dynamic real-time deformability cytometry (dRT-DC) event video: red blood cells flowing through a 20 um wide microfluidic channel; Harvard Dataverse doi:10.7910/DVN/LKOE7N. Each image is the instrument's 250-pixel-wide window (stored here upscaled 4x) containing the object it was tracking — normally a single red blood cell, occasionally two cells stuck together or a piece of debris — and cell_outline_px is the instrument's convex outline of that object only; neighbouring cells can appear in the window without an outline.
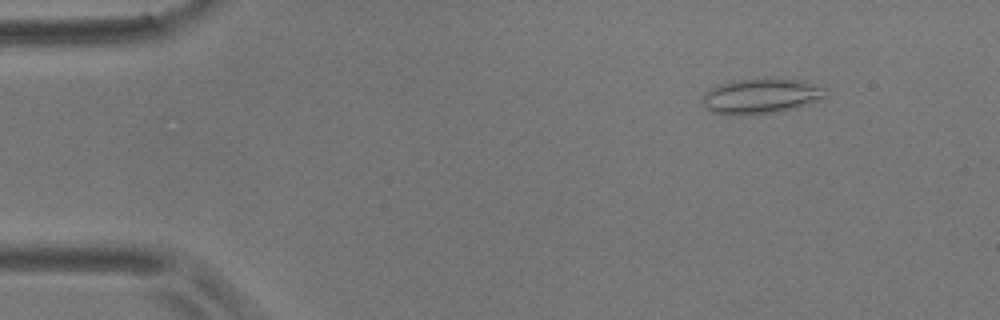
{"species": "common noctule bat (a hibernating species)", "species_latin": "Nyctalus noctula", "temperature_condition": "room temperature", "stored_images_in_passage": 16, "camera_frame_rate_fps": 3000, "um_per_image_px": 0.085, "animal": {"sex": "male", "body_mass_g": 17.9}, "frame": {"image": 1, "passage_image": 7, "time_ms": 2.0, "image_size_px": [1000, 320], "cell_outline_px": [[828, 96], [824, 100], [796, 108], [780, 112], [744, 116], [728, 116], [712, 112], [704, 108], [704, 92], [720, 84], [732, 80], [784, 76], [804, 80], [828, 88]], "centroid_in_image_um": [64.8, 8.15], "position_along_channel_um": 20.2, "area_um2": 26.76}}